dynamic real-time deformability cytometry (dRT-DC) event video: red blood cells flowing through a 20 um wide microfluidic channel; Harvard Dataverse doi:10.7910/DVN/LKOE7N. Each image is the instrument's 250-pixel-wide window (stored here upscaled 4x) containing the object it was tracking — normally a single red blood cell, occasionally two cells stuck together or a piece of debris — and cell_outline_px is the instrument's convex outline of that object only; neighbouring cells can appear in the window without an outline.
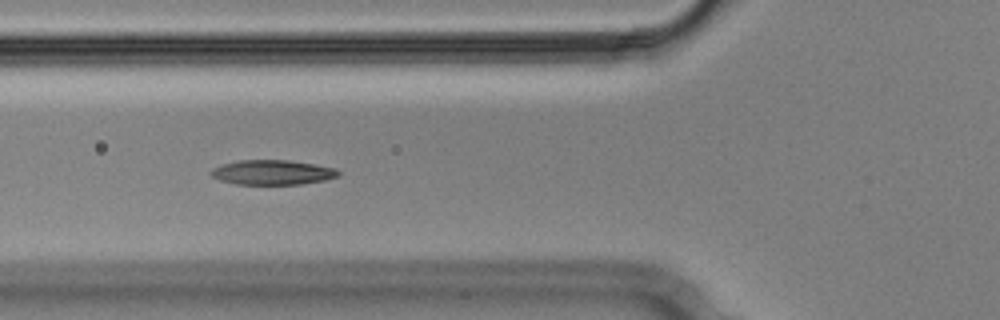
{"species": "Egyptian fruit bat (a non-hibernating species)", "species_latin": "Rousettus aegyptiacus", "temperature_condition": "cold", "stored_images_in_passage": 7, "camera_frame_rate_fps": 3000, "um_per_image_px": 0.085, "animal": {"sex": "male"}, "frame": {"image": 1, "passage_image": 5, "time_ms": 1.333, "image_size_px": [1000, 320], "cell_outline_px": [[340, 176], [324, 180], [300, 184], [236, 184], [220, 180], [212, 176], [208, 172], [212, 168], [224, 164], [240, 160], [288, 160], [336, 168], [340, 172]], "centroid_in_image_um": [23.15, 14.65], "position_along_channel_um": 102.6, "area_um2": 18.26}}
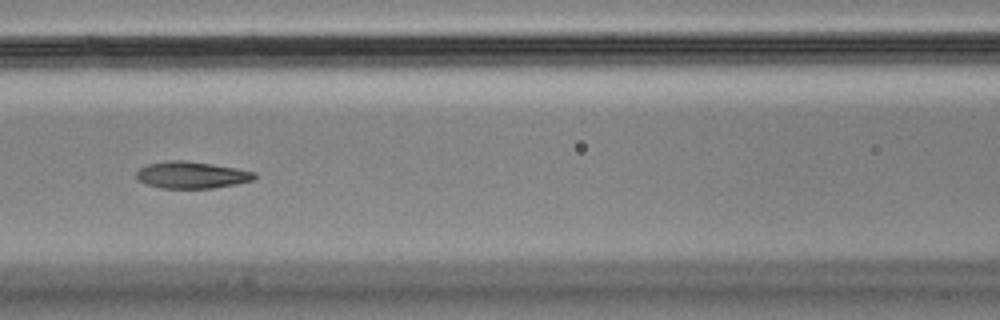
{"frame": {"image": 2, "passage_image": 6, "time_ms": 1.667, "image_size_px": [1000, 320], "cell_outline_px": [[256, 176], [252, 180], [236, 184], [212, 188], [160, 188], [144, 184], [136, 180], [136, 172], [140, 168], [148, 164], [168, 160], [184, 160], [212, 164], [236, 168], [256, 172]], "centroid_in_image_um": [16.24, 14.87], "position_along_channel_um": 150.4, "area_um2": 18.55}}
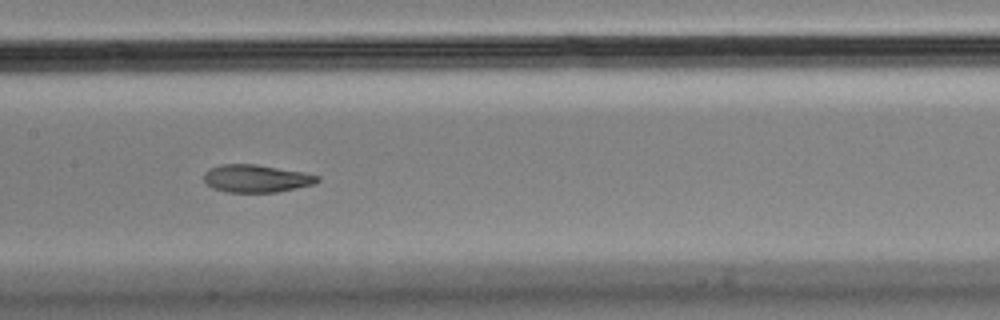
{"frame": {"image": 3, "passage_image": 7, "time_ms": 2.0, "image_size_px": [1000, 320], "cell_outline_px": [[320, 180], [312, 184], [296, 188], [276, 192], [228, 192], [212, 188], [204, 180], [204, 172], [208, 168], [220, 164], [256, 164], [300, 172], [320, 176]], "centroid_in_image_um": [21.73, 15.17], "position_along_channel_um": 185.7, "area_um2": 18.15}}